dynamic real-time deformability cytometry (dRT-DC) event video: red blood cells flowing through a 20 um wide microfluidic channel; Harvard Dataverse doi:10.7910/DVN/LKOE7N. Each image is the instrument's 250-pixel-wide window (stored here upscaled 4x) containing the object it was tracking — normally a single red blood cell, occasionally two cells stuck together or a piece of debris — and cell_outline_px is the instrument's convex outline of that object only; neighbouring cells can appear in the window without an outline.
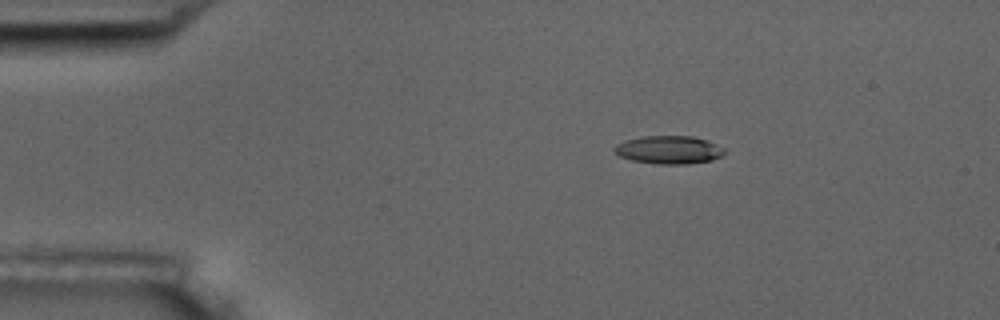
{"species": "common noctule bat (a hibernating species)", "species_latin": "Nyctalus noctula", "temperature_condition": "room temperature", "stored_images_in_passage": 4, "camera_frame_rate_fps": 3000, "um_per_image_px": 0.085, "animal": {"sex": "male", "body_mass_g": 17.5, "forearm_length_mm": 52.3}, "frame": {"image": 1, "passage_image": 2, "time_ms": 1.333, "image_size_px": [1000, 320], "cell_outline_px": [[728, 152], [712, 160], [688, 164], [656, 164], [632, 160], [620, 156], [612, 152], [612, 148], [616, 144], [624, 140], [644, 136], [692, 136], [708, 140], [724, 148]], "centroid_in_image_um": [56.84, 12.73], "position_along_channel_um": 28.2, "area_um2": 18.26}}
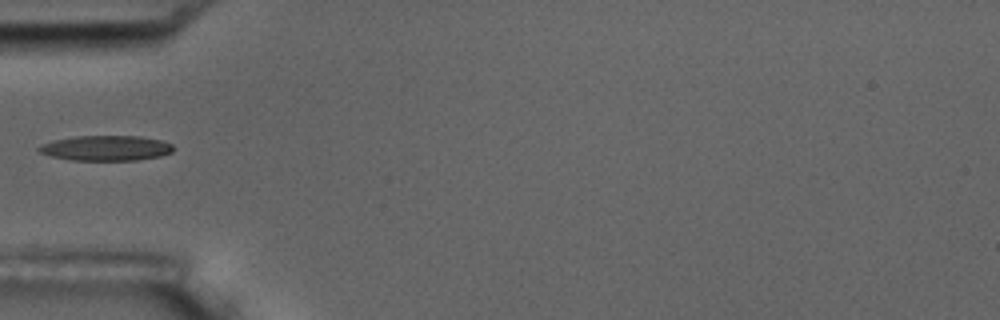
{"frame": {"image": 2, "passage_image": 4, "time_ms": 4.333, "image_size_px": [1000, 320], "cell_outline_px": [[172, 152], [160, 156], [136, 160], [72, 160], [52, 156], [40, 152], [36, 148], [52, 140], [76, 136], [140, 136], [160, 140], [172, 144]], "centroid_in_image_um": [9.01, 12.58], "position_along_channel_um": 76.0, "area_um2": 19.54}}